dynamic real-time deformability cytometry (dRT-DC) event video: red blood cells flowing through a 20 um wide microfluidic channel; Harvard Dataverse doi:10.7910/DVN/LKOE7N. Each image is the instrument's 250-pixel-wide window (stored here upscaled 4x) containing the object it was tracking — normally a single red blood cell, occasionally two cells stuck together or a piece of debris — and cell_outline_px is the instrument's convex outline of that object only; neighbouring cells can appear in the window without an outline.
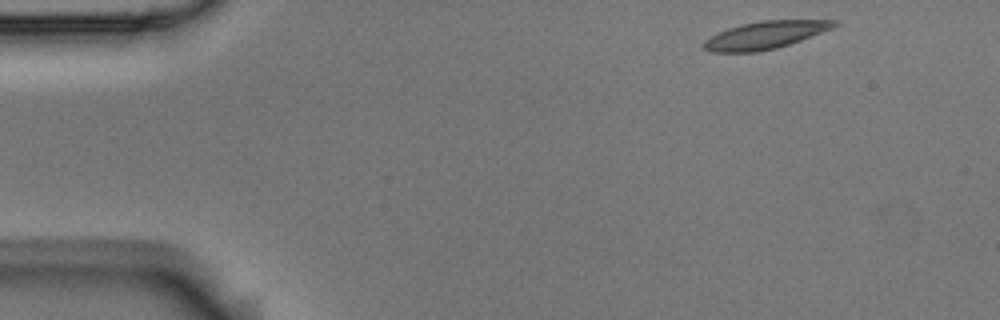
{"species": "Egyptian fruit bat (a non-hibernating species)", "species_latin": "Rousettus aegyptiacus", "temperature_condition": "room temperature", "stored_images_in_passage": 12, "camera_frame_rate_fps": 3000, "um_per_image_px": 0.085, "animal": {"sex": "male"}, "frame": {"image": 1, "passage_image": 1, "time_ms": 0.0, "image_size_px": [1000, 320], "cell_outline_px": [[840, 24], [832, 28], [800, 40], [776, 48], [756, 52], [712, 52], [704, 48], [700, 44], [704, 40], [728, 28], [740, 24], [760, 20], [840, 20]], "centroid_in_image_um": [65.03, 2.97], "position_along_channel_um": 20.0, "area_um2": 20.87}}
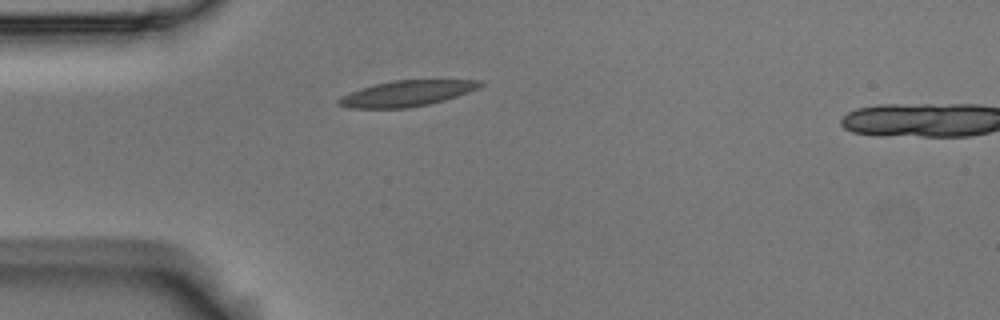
{"frame": {"image": 2, "passage_image": 10, "time_ms": 3.0, "image_size_px": [1000, 320], "cell_outline_px": [[484, 84], [476, 88], [456, 96], [444, 100], [428, 104], [408, 108], [352, 108], [336, 104], [336, 100], [340, 96], [360, 88], [392, 80], [484, 80]], "centroid_in_image_um": [34.52, 7.94], "position_along_channel_um": 50.5, "area_um2": 21.1}}